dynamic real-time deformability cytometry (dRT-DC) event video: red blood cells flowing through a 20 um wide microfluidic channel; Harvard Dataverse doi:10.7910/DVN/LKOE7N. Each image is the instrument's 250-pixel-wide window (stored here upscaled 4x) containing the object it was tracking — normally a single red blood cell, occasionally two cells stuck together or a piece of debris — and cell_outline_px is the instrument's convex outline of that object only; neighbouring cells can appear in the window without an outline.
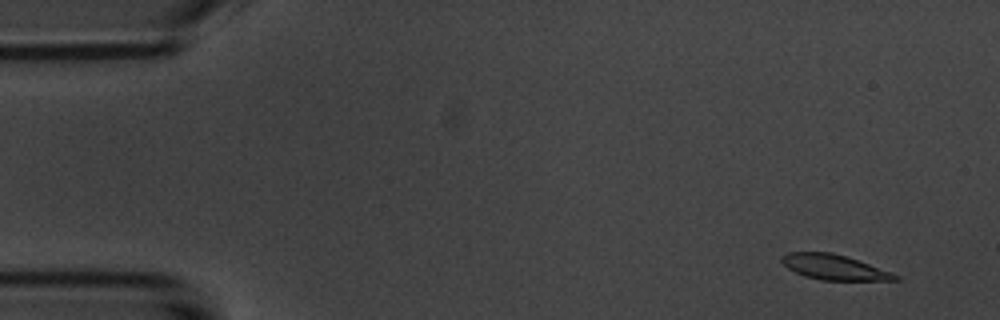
{"species": "common noctule bat (a hibernating species)", "species_latin": "Nyctalus noctula", "temperature_condition": "room temperature", "stored_images_in_passage": 6, "camera_frame_rate_fps": 3000, "um_per_image_px": 0.085, "animal": {"sex": "male", "body_mass_g": 20.1, "forearm_length_mm": 53.5}, "frame": {"image": 1, "passage_image": 2, "time_ms": 1.0, "image_size_px": [1000, 320], "cell_outline_px": [[900, 280], [820, 280], [804, 276], [788, 268], [780, 260], [788, 252], [832, 252], [892, 272], [900, 276]], "centroid_in_image_um": [70.9, 22.72], "position_along_channel_um": 14.1, "area_um2": 16.36}}
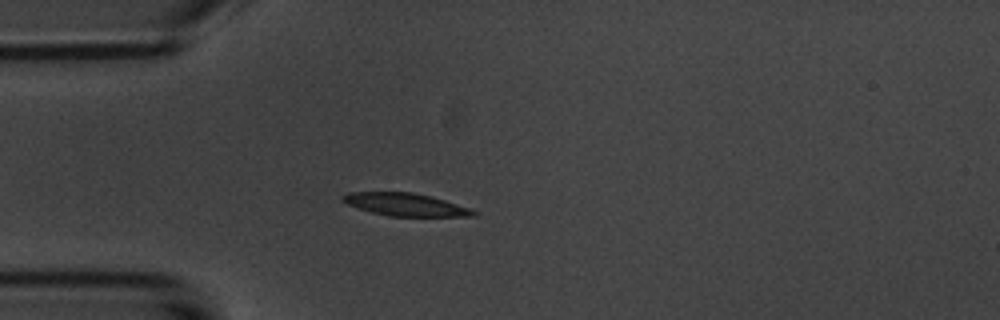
{"frame": {"image": 2, "passage_image": 5, "time_ms": 4.667, "image_size_px": [1000, 320], "cell_outline_px": [[476, 216], [388, 216], [372, 212], [348, 204], [340, 200], [340, 196], [348, 192], [412, 192], [432, 196], [468, 208], [476, 212]], "centroid_in_image_um": [34.41, 17.37], "position_along_channel_um": 50.6, "area_um2": 17.11}}